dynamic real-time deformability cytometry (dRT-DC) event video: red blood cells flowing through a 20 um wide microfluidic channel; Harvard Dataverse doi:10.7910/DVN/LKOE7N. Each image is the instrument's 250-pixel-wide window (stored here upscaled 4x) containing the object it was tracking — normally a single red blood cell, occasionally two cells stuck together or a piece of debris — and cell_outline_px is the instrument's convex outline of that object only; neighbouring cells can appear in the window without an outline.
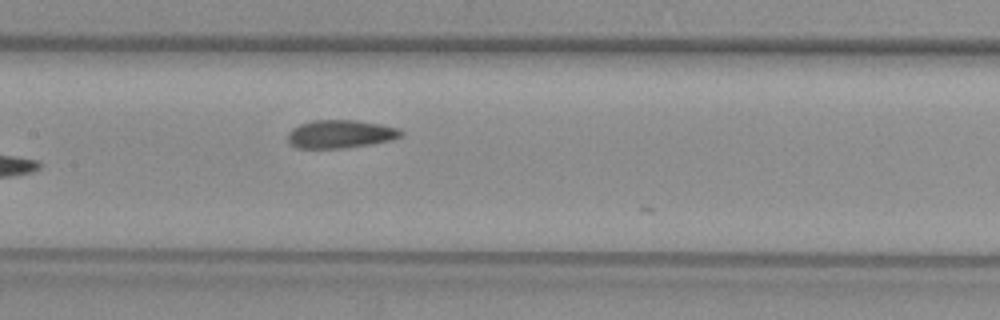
{"species": "common noctule bat (a hibernating species)", "species_latin": "Nyctalus noctula", "temperature_condition": "warm", "stored_images_in_passage": 7, "camera_frame_rate_fps": 3000, "um_per_image_px": 0.085, "animal": {"sex": "female", "body_mass_g": 29.2, "forearm_length_mm": 56.3}, "frame": {"image": 1, "passage_image": 7, "time_ms": 7.333, "image_size_px": [1000, 320], "cell_outline_px": [[404, 132], [400, 136], [392, 140], [372, 144], [344, 148], [296, 148], [288, 140], [288, 132], [292, 128], [300, 124], [312, 120], [356, 120], [380, 124], [400, 128]], "centroid_in_image_um": [28.95, 11.39], "position_along_channel_um": 178.5, "area_um2": 18.67}}